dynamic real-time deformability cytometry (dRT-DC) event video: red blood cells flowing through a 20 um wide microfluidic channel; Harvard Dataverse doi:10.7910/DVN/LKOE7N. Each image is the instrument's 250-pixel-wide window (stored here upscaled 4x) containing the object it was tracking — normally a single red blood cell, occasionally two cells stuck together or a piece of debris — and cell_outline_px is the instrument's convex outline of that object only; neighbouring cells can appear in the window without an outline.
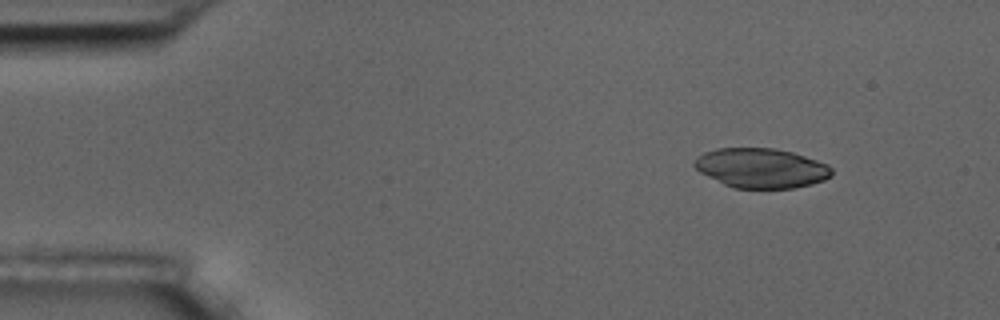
{"species": "common noctule bat (a hibernating species)", "species_latin": "Nyctalus noctula", "temperature_condition": "room temperature", "stored_images_in_passage": 4, "camera_frame_rate_fps": 3000, "um_per_image_px": 0.085, "animal": {"sex": "male", "body_mass_g": 17.5, "forearm_length_mm": 52.3}, "frame": {"image": 1, "passage_image": 1, "time_ms": 0.0, "image_size_px": [1000, 320], "cell_outline_px": [[832, 176], [824, 180], [812, 184], [792, 188], [732, 188], [700, 172], [692, 164], [696, 156], [704, 152], [716, 148], [776, 148], [792, 152], [828, 164], [832, 168]], "centroid_in_image_um": [64.69, 14.28], "position_along_channel_um": 20.3, "area_um2": 31.85}}